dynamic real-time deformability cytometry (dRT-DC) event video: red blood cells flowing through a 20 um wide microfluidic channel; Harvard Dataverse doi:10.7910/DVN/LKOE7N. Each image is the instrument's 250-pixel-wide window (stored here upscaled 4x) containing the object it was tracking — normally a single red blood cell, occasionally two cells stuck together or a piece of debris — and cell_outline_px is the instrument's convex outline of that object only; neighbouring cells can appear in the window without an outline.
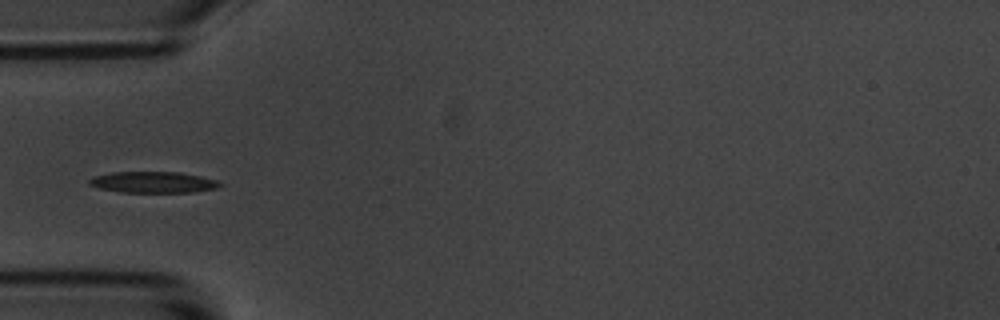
{"species": "common noctule bat (a hibernating species)", "species_latin": "Nyctalus noctula", "temperature_condition": "room temperature", "stored_images_in_passage": 11, "camera_frame_rate_fps": 3000, "um_per_image_px": 0.085, "animal": {"sex": "male", "body_mass_g": 20.1, "forearm_length_mm": 53.5}, "frame": {"image": 1, "passage_image": 4, "time_ms": 4.333, "image_size_px": [1000, 320], "cell_outline_px": [[224, 184], [216, 188], [196, 192], [120, 192], [100, 188], [88, 184], [88, 180], [92, 176], [112, 172], [180, 172], [200, 176], [216, 180]], "centroid_in_image_um": [13.01, 15.48], "position_along_channel_um": 72.0, "area_um2": 16.18}}
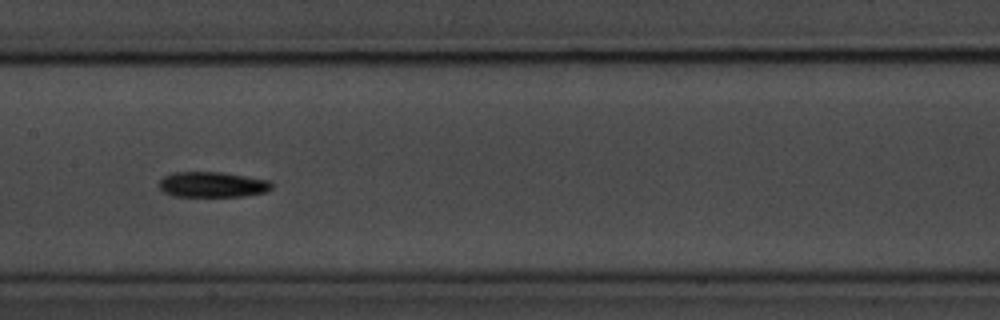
{"frame": {"image": 2, "passage_image": 7, "time_ms": 7.667, "image_size_px": [1000, 320], "cell_outline_px": [[272, 188], [264, 192], [244, 196], [172, 196], [164, 192], [156, 184], [164, 176], [176, 172], [220, 172], [272, 180]], "centroid_in_image_um": [18.05, 15.68], "position_along_channel_um": 189.4, "area_um2": 16.76}}
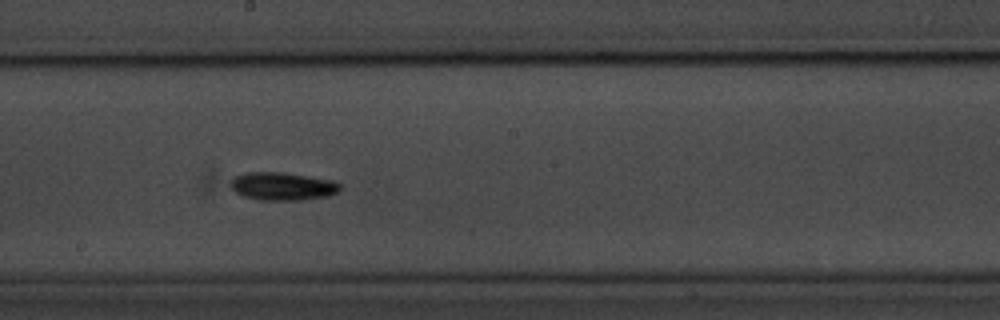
{"frame": {"image": 3, "passage_image": 8, "time_ms": 8.667, "image_size_px": [1000, 320], "cell_outline_px": [[340, 192], [328, 196], [300, 200], [256, 200], [244, 196], [236, 192], [232, 188], [232, 180], [236, 176], [244, 172], [284, 172], [332, 180], [340, 184]], "centroid_in_image_um": [24.04, 15.83], "position_along_channel_um": 224.2, "area_um2": 17.86}}